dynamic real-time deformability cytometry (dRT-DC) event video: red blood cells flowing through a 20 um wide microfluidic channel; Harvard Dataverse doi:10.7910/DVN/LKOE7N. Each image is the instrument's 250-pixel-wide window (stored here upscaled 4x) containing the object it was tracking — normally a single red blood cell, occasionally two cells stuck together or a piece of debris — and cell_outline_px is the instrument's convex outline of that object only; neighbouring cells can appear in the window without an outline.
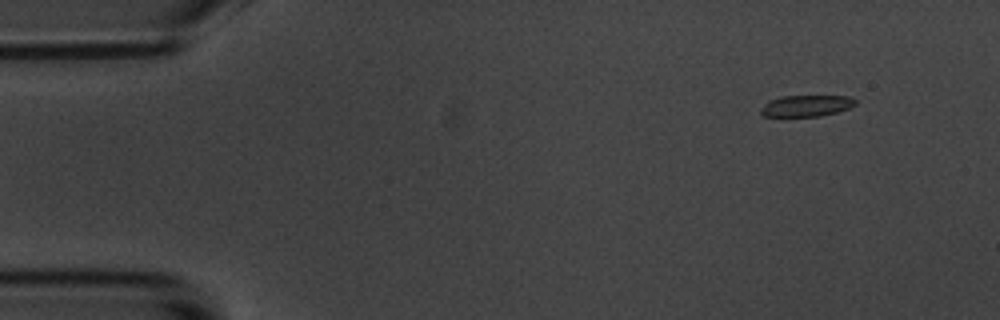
{"species": "common noctule bat (a hibernating species)", "species_latin": "Nyctalus noctula", "temperature_condition": "room temperature", "stored_images_in_passage": 5, "camera_frame_rate_fps": 3000, "um_per_image_px": 0.085, "animal": {"sex": "male", "body_mass_g": 20.1, "forearm_length_mm": 53.5}, "frame": {"image": 1, "passage_image": 2, "time_ms": 1.0, "image_size_px": [1000, 320], "cell_outline_px": [[856, 104], [848, 108], [836, 112], [820, 116], [764, 116], [760, 112], [760, 108], [768, 100], [780, 96], [848, 96], [856, 100]], "centroid_in_image_um": [68.5, 8.98], "position_along_channel_um": 16.5, "area_um2": 11.73}}
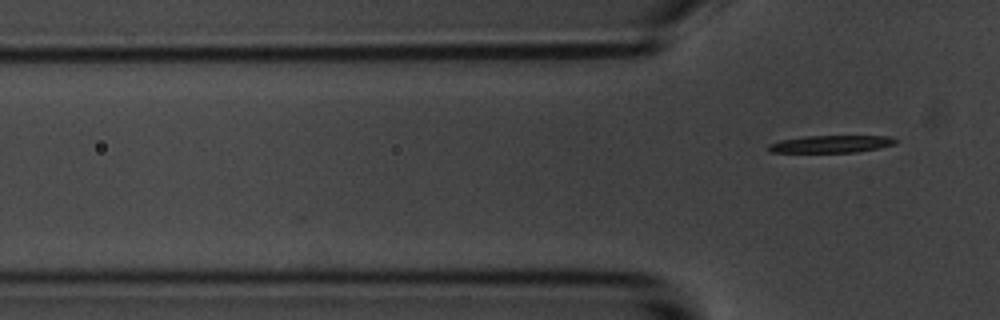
{"frame": {"image": 2, "passage_image": 5, "time_ms": 4.667, "image_size_px": [1000, 320], "cell_outline_px": [[896, 144], [880, 148], [856, 152], [768, 152], [768, 144], [780, 140], [808, 136], [888, 136], [896, 140]], "centroid_in_image_um": [70.64, 12.24], "position_along_channel_um": 55.2, "area_um2": 12.72}}